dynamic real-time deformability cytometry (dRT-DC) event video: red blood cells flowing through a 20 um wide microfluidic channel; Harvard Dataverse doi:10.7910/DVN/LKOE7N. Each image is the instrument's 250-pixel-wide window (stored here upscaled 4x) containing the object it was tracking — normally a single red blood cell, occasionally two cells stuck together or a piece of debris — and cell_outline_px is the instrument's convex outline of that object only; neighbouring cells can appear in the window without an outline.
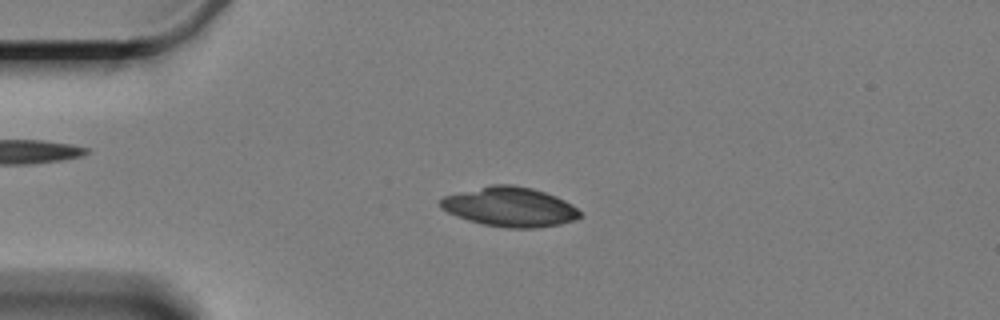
{"species": "Egyptian fruit bat (a non-hibernating species)", "species_latin": "Rousettus aegyptiacus", "temperature_condition": "cold", "stored_images_in_passage": 3, "camera_frame_rate_fps": 3000, "um_per_image_px": 0.085, "animal": {"sex": "female"}, "frame": {"image": 1, "passage_image": 2, "time_ms": 2.0, "image_size_px": [1000, 320], "cell_outline_px": [[580, 216], [576, 220], [560, 224], [536, 228], [504, 228], [484, 224], [468, 220], [456, 216], [440, 208], [440, 200], [444, 196], [492, 184], [512, 184], [532, 188], [556, 196], [572, 204], [580, 212]], "centroid_in_image_um": [43.34, 17.59], "position_along_channel_um": 41.7, "area_um2": 32.08}}